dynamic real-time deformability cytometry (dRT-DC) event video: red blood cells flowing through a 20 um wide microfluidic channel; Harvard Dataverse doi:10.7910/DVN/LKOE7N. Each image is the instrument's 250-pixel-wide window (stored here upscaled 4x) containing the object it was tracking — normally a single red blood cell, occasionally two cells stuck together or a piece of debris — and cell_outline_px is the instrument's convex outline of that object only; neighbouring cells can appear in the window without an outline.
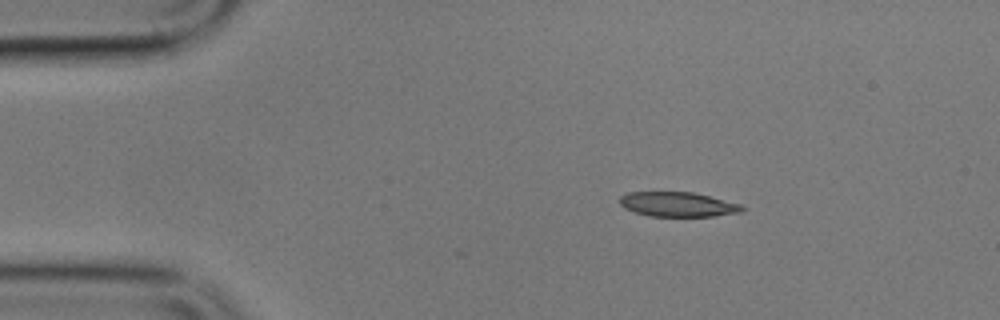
{"species": "common noctule bat (a hibernating species)", "species_latin": "Nyctalus noctula", "temperature_condition": "cold", "stored_images_in_passage": 3, "camera_frame_rate_fps": 3000, "um_per_image_px": 0.085, "animal": {"sex": "male", "body_mass_g": 17.9}, "frame": {"image": 1, "passage_image": 1, "time_ms": 0.0, "image_size_px": [1000, 320], "cell_outline_px": [[744, 212], [712, 216], [648, 216], [624, 208], [620, 204], [620, 196], [628, 192], [692, 192], [740, 204], [744, 208]], "centroid_in_image_um": [57.6, 17.37], "position_along_channel_um": 27.4, "area_um2": 17.46}}